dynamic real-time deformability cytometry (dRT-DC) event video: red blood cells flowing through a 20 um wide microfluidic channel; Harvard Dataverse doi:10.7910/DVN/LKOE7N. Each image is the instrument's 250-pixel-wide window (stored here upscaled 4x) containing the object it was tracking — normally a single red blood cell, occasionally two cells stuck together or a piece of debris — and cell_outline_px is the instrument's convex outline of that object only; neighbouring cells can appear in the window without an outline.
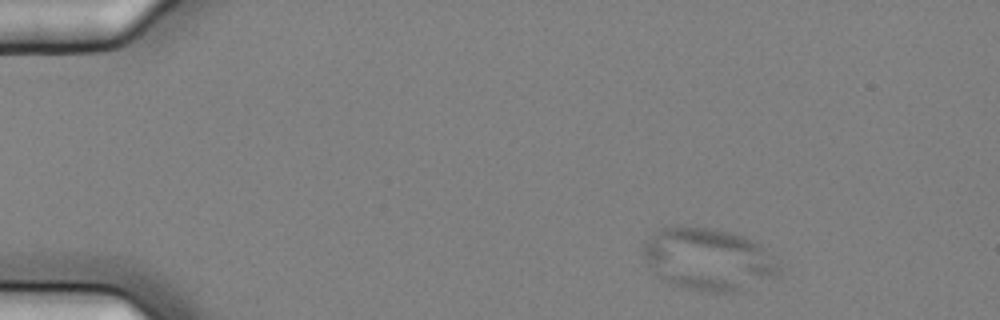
{"species": "common noctule bat (a hibernating species)", "species_latin": "Nyctalus noctula", "temperature_condition": "cold", "stored_images_in_passage": 12, "camera_frame_rate_fps": 3000, "um_per_image_px": 0.085, "animal": {"sex": "female", "body_mass_g": 25.1}, "frame": {"image": 1, "passage_image": 1, "time_ms": 0.0, "image_size_px": [1000, 320], "cell_outline_px": [[780, 276], [744, 292], [708, 292], [668, 284], [660, 280], [644, 264], [640, 248], [640, 244], [648, 236], [660, 228], [712, 228], [728, 232], [752, 240], [760, 244], [764, 248], [780, 268]], "centroid_in_image_um": [60.15, 22.09], "position_along_channel_um": 24.8, "area_um2": 50.11}}
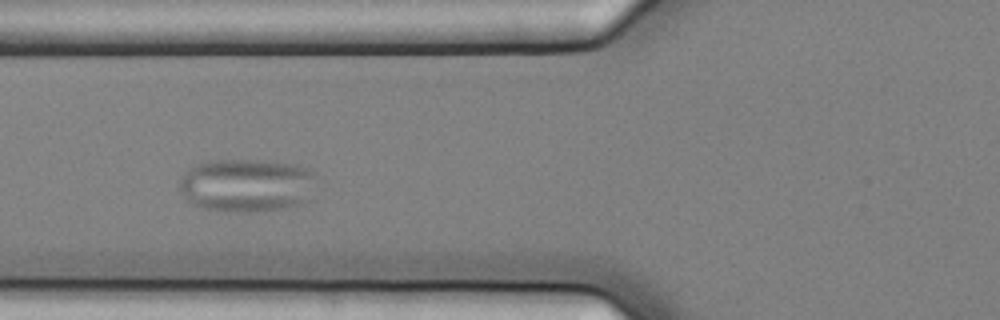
{"frame": {"image": 2, "passage_image": 4, "time_ms": 1.0, "image_size_px": [1000, 320], "cell_outline_px": [[316, 172], [308, 200], [304, 204], [284, 208], [248, 212], [228, 212], [204, 208], [192, 204], [184, 196], [180, 188], [180, 176], [188, 168], [196, 164], [208, 160], [260, 160], [296, 164], [308, 168]], "centroid_in_image_um": [20.96, 15.74], "position_along_channel_um": 104.8, "area_um2": 42.95}}
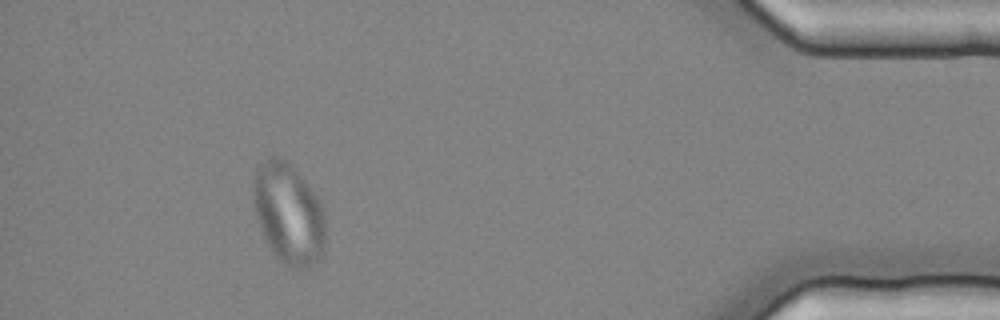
{"frame": {"image": 3, "passage_image": 12, "time_ms": 3.667, "image_size_px": [1000, 320], "cell_outline_px": [[324, 252], [320, 260], [308, 268], [292, 268], [280, 260], [272, 252], [264, 240], [256, 216], [252, 188], [252, 184], [256, 168], [260, 164], [272, 156], [280, 156], [288, 160], [296, 168], [320, 200], [324, 212]], "centroid_in_image_um": [24.52, 18.14], "position_along_channel_um": 410.7, "area_um2": 42.95}}